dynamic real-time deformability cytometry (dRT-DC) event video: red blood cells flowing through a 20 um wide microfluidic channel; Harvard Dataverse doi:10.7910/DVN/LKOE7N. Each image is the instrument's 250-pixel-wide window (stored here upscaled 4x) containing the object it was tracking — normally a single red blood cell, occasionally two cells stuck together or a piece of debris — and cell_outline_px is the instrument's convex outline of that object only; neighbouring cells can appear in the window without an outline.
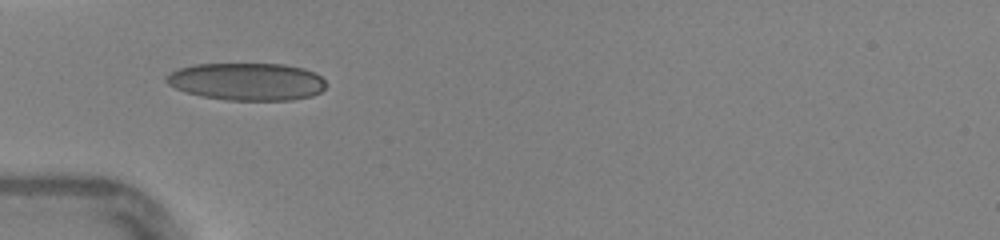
{"species": "human", "species_latin": "Homo sapiens", "temperature_condition": "warm", "stored_images_in_passage": 44, "camera_frame_rate_fps": 3000, "um_per_image_px": 0.085, "donor": {"sex": "female"}, "frame": {"image": 1, "passage_image": 13, "time_ms": 4.0, "image_size_px": [1000, 240], "cell_outline_px": [[328, 84], [320, 92], [312, 96], [292, 100], [228, 100], [200, 96], [184, 92], [168, 84], [164, 80], [164, 76], [176, 68], [196, 64], [284, 64], [304, 68], [316, 72]], "centroid_in_image_um": [20.97, 6.93], "position_along_channel_um": 64.0, "area_um2": 35.32}}
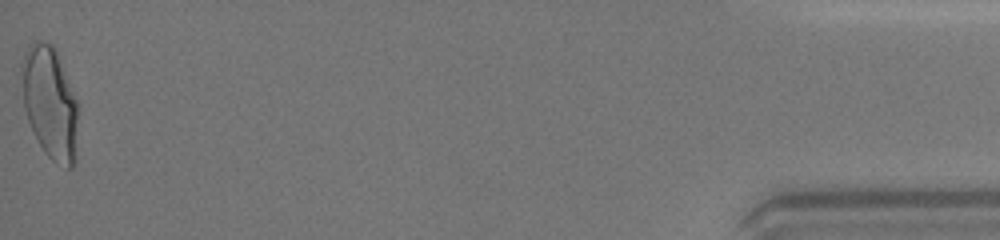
{"frame": {"image": 2, "passage_image": 44, "time_ms": 14.333, "image_size_px": [1000, 240], "cell_outline_px": [[76, 160], [72, 168], [68, 168], [56, 164], [44, 152], [36, 140], [28, 120], [24, 108], [20, 68], [20, 64], [28, 44], [36, 40], [40, 40], [52, 44], [56, 52], [76, 100]], "centroid_in_image_um": [4.2, 8.74], "position_along_channel_um": 431.0, "area_um2": 36.76}, "authors_computed_cell_mechanics": {"area_um2": 32.9749, "velocity_mm_per_s": 4.4078, "shape_relaxation_time_tau1_ms": 5.8149, "shape_relaxation_time_tau2_ms": 0.6098, "deformation_change_tau1": 0.2002, "deformation_change_tau2": 0.0729}}